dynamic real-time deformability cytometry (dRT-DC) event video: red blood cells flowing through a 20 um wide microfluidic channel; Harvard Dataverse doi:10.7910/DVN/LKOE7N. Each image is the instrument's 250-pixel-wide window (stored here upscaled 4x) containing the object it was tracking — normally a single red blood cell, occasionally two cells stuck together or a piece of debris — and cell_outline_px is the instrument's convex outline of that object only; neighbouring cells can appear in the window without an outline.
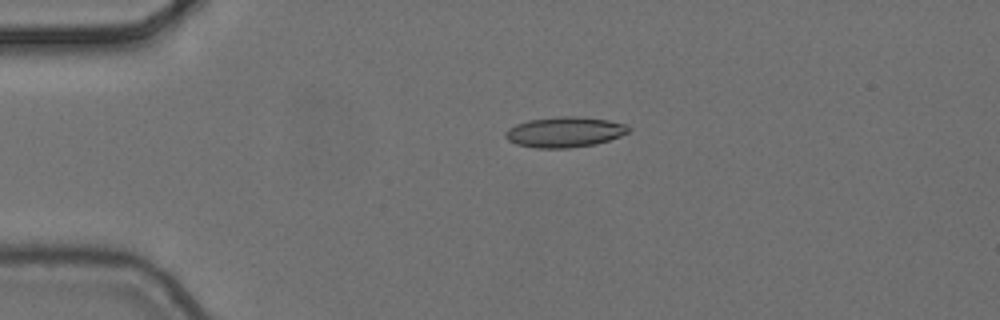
{"species": "common noctule bat (a hibernating species)", "species_latin": "Nyctalus noctula", "temperature_condition": "cold", "stored_images_in_passage": 2, "camera_frame_rate_fps": 3000, "um_per_image_px": 0.085, "animal": {"sex": "female", "body_mass_g": 24.6, "forearm_length_mm": 56.2}, "frame": {"image": 1, "passage_image": 1, "time_ms": 0.0, "image_size_px": [1000, 320], "cell_outline_px": [[632, 128], [628, 132], [620, 136], [596, 144], [568, 148], [536, 148], [516, 144], [508, 140], [504, 136], [504, 132], [508, 128], [516, 124], [528, 120], [560, 116], [576, 116], [608, 120], [624, 124]], "centroid_in_image_um": [47.97, 11.22], "position_along_channel_um": 37.0, "area_um2": 21.85}}